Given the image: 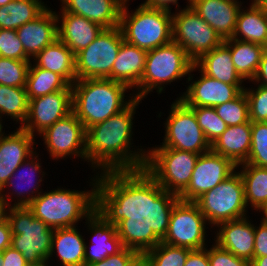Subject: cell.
I'll list each match as a JSON object with an SVG mask.
<instances>
[{
  "label": "cell",
  "instance_id": "cell-1",
  "mask_svg": "<svg viewBox=\"0 0 267 266\" xmlns=\"http://www.w3.org/2000/svg\"><path fill=\"white\" fill-rule=\"evenodd\" d=\"M178 200L144 169L97 173L95 211L116 225L124 247L141 255L164 239Z\"/></svg>",
  "mask_w": 267,
  "mask_h": 266
},
{
  "label": "cell",
  "instance_id": "cell-2",
  "mask_svg": "<svg viewBox=\"0 0 267 266\" xmlns=\"http://www.w3.org/2000/svg\"><path fill=\"white\" fill-rule=\"evenodd\" d=\"M140 103L142 99L134 98L125 109L86 130L87 163L94 173L144 169L147 150L132 145Z\"/></svg>",
  "mask_w": 267,
  "mask_h": 266
},
{
  "label": "cell",
  "instance_id": "cell-3",
  "mask_svg": "<svg viewBox=\"0 0 267 266\" xmlns=\"http://www.w3.org/2000/svg\"><path fill=\"white\" fill-rule=\"evenodd\" d=\"M71 86L72 112L86 130L122 111L135 98L133 92L125 95L131 90L128 86L110 79H81Z\"/></svg>",
  "mask_w": 267,
  "mask_h": 266
},
{
  "label": "cell",
  "instance_id": "cell-4",
  "mask_svg": "<svg viewBox=\"0 0 267 266\" xmlns=\"http://www.w3.org/2000/svg\"><path fill=\"white\" fill-rule=\"evenodd\" d=\"M90 180V190L58 187L42 192L27 207L52 229L77 226L95 211L97 174Z\"/></svg>",
  "mask_w": 267,
  "mask_h": 266
},
{
  "label": "cell",
  "instance_id": "cell-5",
  "mask_svg": "<svg viewBox=\"0 0 267 266\" xmlns=\"http://www.w3.org/2000/svg\"><path fill=\"white\" fill-rule=\"evenodd\" d=\"M129 2L130 0L123 4L119 24L126 42L150 51L172 41L170 10L152 8L141 3L135 11H130Z\"/></svg>",
  "mask_w": 267,
  "mask_h": 266
},
{
  "label": "cell",
  "instance_id": "cell-6",
  "mask_svg": "<svg viewBox=\"0 0 267 266\" xmlns=\"http://www.w3.org/2000/svg\"><path fill=\"white\" fill-rule=\"evenodd\" d=\"M193 65L186 51L174 41L147 51L142 78L132 90L135 98L144 100L153 90L161 94L166 85L188 77Z\"/></svg>",
  "mask_w": 267,
  "mask_h": 266
},
{
  "label": "cell",
  "instance_id": "cell-7",
  "mask_svg": "<svg viewBox=\"0 0 267 266\" xmlns=\"http://www.w3.org/2000/svg\"><path fill=\"white\" fill-rule=\"evenodd\" d=\"M7 220L11 229V247L18 250L31 266L49 260L54 229L34 217L27 207H9Z\"/></svg>",
  "mask_w": 267,
  "mask_h": 266
},
{
  "label": "cell",
  "instance_id": "cell-8",
  "mask_svg": "<svg viewBox=\"0 0 267 266\" xmlns=\"http://www.w3.org/2000/svg\"><path fill=\"white\" fill-rule=\"evenodd\" d=\"M194 202L206 218L210 229H215L223 222L247 217L248 214L244 185L237 169Z\"/></svg>",
  "mask_w": 267,
  "mask_h": 266
},
{
  "label": "cell",
  "instance_id": "cell-9",
  "mask_svg": "<svg viewBox=\"0 0 267 266\" xmlns=\"http://www.w3.org/2000/svg\"><path fill=\"white\" fill-rule=\"evenodd\" d=\"M200 154L172 148H147L144 170L166 191L179 196L188 186Z\"/></svg>",
  "mask_w": 267,
  "mask_h": 266
},
{
  "label": "cell",
  "instance_id": "cell-10",
  "mask_svg": "<svg viewBox=\"0 0 267 266\" xmlns=\"http://www.w3.org/2000/svg\"><path fill=\"white\" fill-rule=\"evenodd\" d=\"M123 40L119 26L104 29L93 42L75 54L76 80H112V67Z\"/></svg>",
  "mask_w": 267,
  "mask_h": 266
},
{
  "label": "cell",
  "instance_id": "cell-11",
  "mask_svg": "<svg viewBox=\"0 0 267 266\" xmlns=\"http://www.w3.org/2000/svg\"><path fill=\"white\" fill-rule=\"evenodd\" d=\"M172 41L179 44L193 62L224 42L189 4L172 13Z\"/></svg>",
  "mask_w": 267,
  "mask_h": 266
},
{
  "label": "cell",
  "instance_id": "cell-12",
  "mask_svg": "<svg viewBox=\"0 0 267 266\" xmlns=\"http://www.w3.org/2000/svg\"><path fill=\"white\" fill-rule=\"evenodd\" d=\"M170 109L169 116L163 124V142L151 148H172L200 155L211 150L210 143L197 123L194 111L179 98L172 102Z\"/></svg>",
  "mask_w": 267,
  "mask_h": 266
},
{
  "label": "cell",
  "instance_id": "cell-13",
  "mask_svg": "<svg viewBox=\"0 0 267 266\" xmlns=\"http://www.w3.org/2000/svg\"><path fill=\"white\" fill-rule=\"evenodd\" d=\"M207 223L194 201L179 199L172 209L168 230L162 242L190 250L205 248L208 246Z\"/></svg>",
  "mask_w": 267,
  "mask_h": 266
},
{
  "label": "cell",
  "instance_id": "cell-14",
  "mask_svg": "<svg viewBox=\"0 0 267 266\" xmlns=\"http://www.w3.org/2000/svg\"><path fill=\"white\" fill-rule=\"evenodd\" d=\"M39 136L53 160L80 157L81 161H87V131L73 112L56 121Z\"/></svg>",
  "mask_w": 267,
  "mask_h": 266
},
{
  "label": "cell",
  "instance_id": "cell-15",
  "mask_svg": "<svg viewBox=\"0 0 267 266\" xmlns=\"http://www.w3.org/2000/svg\"><path fill=\"white\" fill-rule=\"evenodd\" d=\"M198 71L200 75L194 79L192 72ZM185 91L179 98L188 107H216L235 99L242 91L244 85H231L203 74L195 65L192 66L186 78Z\"/></svg>",
  "mask_w": 267,
  "mask_h": 266
},
{
  "label": "cell",
  "instance_id": "cell-16",
  "mask_svg": "<svg viewBox=\"0 0 267 266\" xmlns=\"http://www.w3.org/2000/svg\"><path fill=\"white\" fill-rule=\"evenodd\" d=\"M72 112V86L29 100L28 115L21 127L32 136L43 133ZM36 134V135H35Z\"/></svg>",
  "mask_w": 267,
  "mask_h": 266
},
{
  "label": "cell",
  "instance_id": "cell-17",
  "mask_svg": "<svg viewBox=\"0 0 267 266\" xmlns=\"http://www.w3.org/2000/svg\"><path fill=\"white\" fill-rule=\"evenodd\" d=\"M236 170L227 157L209 150L199 155L187 188L178 196L183 201H195L210 191Z\"/></svg>",
  "mask_w": 267,
  "mask_h": 266
},
{
  "label": "cell",
  "instance_id": "cell-18",
  "mask_svg": "<svg viewBox=\"0 0 267 266\" xmlns=\"http://www.w3.org/2000/svg\"><path fill=\"white\" fill-rule=\"evenodd\" d=\"M41 164L39 153L37 154L36 151L15 170L14 174L0 190V195L10 207L28 206L36 197L44 192L40 186L42 181H44L43 177L45 178L47 174L45 171H42ZM38 177L39 179H37Z\"/></svg>",
  "mask_w": 267,
  "mask_h": 266
},
{
  "label": "cell",
  "instance_id": "cell-19",
  "mask_svg": "<svg viewBox=\"0 0 267 266\" xmlns=\"http://www.w3.org/2000/svg\"><path fill=\"white\" fill-rule=\"evenodd\" d=\"M85 221L86 229L92 236L90 246L88 241L85 243V265L102 261L124 248L117 234L116 225L107 222L98 212L94 211Z\"/></svg>",
  "mask_w": 267,
  "mask_h": 266
},
{
  "label": "cell",
  "instance_id": "cell-20",
  "mask_svg": "<svg viewBox=\"0 0 267 266\" xmlns=\"http://www.w3.org/2000/svg\"><path fill=\"white\" fill-rule=\"evenodd\" d=\"M249 218L247 216L218 224L213 241L250 263L254 257L255 224Z\"/></svg>",
  "mask_w": 267,
  "mask_h": 266
},
{
  "label": "cell",
  "instance_id": "cell-21",
  "mask_svg": "<svg viewBox=\"0 0 267 266\" xmlns=\"http://www.w3.org/2000/svg\"><path fill=\"white\" fill-rule=\"evenodd\" d=\"M35 137L27 131L16 130L5 134L0 140V190L15 170L36 152ZM35 150V151H34Z\"/></svg>",
  "mask_w": 267,
  "mask_h": 266
},
{
  "label": "cell",
  "instance_id": "cell-22",
  "mask_svg": "<svg viewBox=\"0 0 267 266\" xmlns=\"http://www.w3.org/2000/svg\"><path fill=\"white\" fill-rule=\"evenodd\" d=\"M243 2L229 0H189L191 8L225 40L232 38Z\"/></svg>",
  "mask_w": 267,
  "mask_h": 266
},
{
  "label": "cell",
  "instance_id": "cell-23",
  "mask_svg": "<svg viewBox=\"0 0 267 266\" xmlns=\"http://www.w3.org/2000/svg\"><path fill=\"white\" fill-rule=\"evenodd\" d=\"M16 33L26 55L32 60L58 38L56 10L47 7L34 20L20 26Z\"/></svg>",
  "mask_w": 267,
  "mask_h": 266
},
{
  "label": "cell",
  "instance_id": "cell-24",
  "mask_svg": "<svg viewBox=\"0 0 267 266\" xmlns=\"http://www.w3.org/2000/svg\"><path fill=\"white\" fill-rule=\"evenodd\" d=\"M60 11L56 13L58 38L74 54L86 48L105 29L83 16L67 13L62 8Z\"/></svg>",
  "mask_w": 267,
  "mask_h": 266
},
{
  "label": "cell",
  "instance_id": "cell-25",
  "mask_svg": "<svg viewBox=\"0 0 267 266\" xmlns=\"http://www.w3.org/2000/svg\"><path fill=\"white\" fill-rule=\"evenodd\" d=\"M61 8L95 22L105 29L118 27L124 0H60Z\"/></svg>",
  "mask_w": 267,
  "mask_h": 266
},
{
  "label": "cell",
  "instance_id": "cell-26",
  "mask_svg": "<svg viewBox=\"0 0 267 266\" xmlns=\"http://www.w3.org/2000/svg\"><path fill=\"white\" fill-rule=\"evenodd\" d=\"M79 230L78 226L54 229L48 265L51 257L56 256L61 266H85L86 241Z\"/></svg>",
  "mask_w": 267,
  "mask_h": 266
},
{
  "label": "cell",
  "instance_id": "cell-27",
  "mask_svg": "<svg viewBox=\"0 0 267 266\" xmlns=\"http://www.w3.org/2000/svg\"><path fill=\"white\" fill-rule=\"evenodd\" d=\"M146 57V50L123 40L112 67V80L135 89L142 78Z\"/></svg>",
  "mask_w": 267,
  "mask_h": 266
},
{
  "label": "cell",
  "instance_id": "cell-28",
  "mask_svg": "<svg viewBox=\"0 0 267 266\" xmlns=\"http://www.w3.org/2000/svg\"><path fill=\"white\" fill-rule=\"evenodd\" d=\"M250 3L249 7H241L232 38L267 47L266 3Z\"/></svg>",
  "mask_w": 267,
  "mask_h": 266
},
{
  "label": "cell",
  "instance_id": "cell-29",
  "mask_svg": "<svg viewBox=\"0 0 267 266\" xmlns=\"http://www.w3.org/2000/svg\"><path fill=\"white\" fill-rule=\"evenodd\" d=\"M194 65L205 75L231 85H245L237 73L230 48L223 42L220 46L203 54Z\"/></svg>",
  "mask_w": 267,
  "mask_h": 266
},
{
  "label": "cell",
  "instance_id": "cell-30",
  "mask_svg": "<svg viewBox=\"0 0 267 266\" xmlns=\"http://www.w3.org/2000/svg\"><path fill=\"white\" fill-rule=\"evenodd\" d=\"M251 148V121L228 126L225 132L211 144V150L229 158L236 166L244 163Z\"/></svg>",
  "mask_w": 267,
  "mask_h": 266
},
{
  "label": "cell",
  "instance_id": "cell-31",
  "mask_svg": "<svg viewBox=\"0 0 267 266\" xmlns=\"http://www.w3.org/2000/svg\"><path fill=\"white\" fill-rule=\"evenodd\" d=\"M31 62L39 68L58 73L70 85L76 81L75 54L59 38L46 46Z\"/></svg>",
  "mask_w": 267,
  "mask_h": 266
},
{
  "label": "cell",
  "instance_id": "cell-32",
  "mask_svg": "<svg viewBox=\"0 0 267 266\" xmlns=\"http://www.w3.org/2000/svg\"><path fill=\"white\" fill-rule=\"evenodd\" d=\"M224 43L230 48L237 73L245 82H251L258 71L265 47L234 38L225 39Z\"/></svg>",
  "mask_w": 267,
  "mask_h": 266
},
{
  "label": "cell",
  "instance_id": "cell-33",
  "mask_svg": "<svg viewBox=\"0 0 267 266\" xmlns=\"http://www.w3.org/2000/svg\"><path fill=\"white\" fill-rule=\"evenodd\" d=\"M236 169L240 170L247 207L260 212L267 204V168L241 163Z\"/></svg>",
  "mask_w": 267,
  "mask_h": 266
},
{
  "label": "cell",
  "instance_id": "cell-34",
  "mask_svg": "<svg viewBox=\"0 0 267 266\" xmlns=\"http://www.w3.org/2000/svg\"><path fill=\"white\" fill-rule=\"evenodd\" d=\"M47 7L42 0H12L0 7V29L17 30L38 17Z\"/></svg>",
  "mask_w": 267,
  "mask_h": 266
},
{
  "label": "cell",
  "instance_id": "cell-35",
  "mask_svg": "<svg viewBox=\"0 0 267 266\" xmlns=\"http://www.w3.org/2000/svg\"><path fill=\"white\" fill-rule=\"evenodd\" d=\"M70 84L58 73L39 68L30 63L25 90L28 99L66 89Z\"/></svg>",
  "mask_w": 267,
  "mask_h": 266
},
{
  "label": "cell",
  "instance_id": "cell-36",
  "mask_svg": "<svg viewBox=\"0 0 267 266\" xmlns=\"http://www.w3.org/2000/svg\"><path fill=\"white\" fill-rule=\"evenodd\" d=\"M29 99L25 88L0 85V118L7 116L21 128L28 115ZM3 116V117H2ZM18 122V123H17Z\"/></svg>",
  "mask_w": 267,
  "mask_h": 266
},
{
  "label": "cell",
  "instance_id": "cell-37",
  "mask_svg": "<svg viewBox=\"0 0 267 266\" xmlns=\"http://www.w3.org/2000/svg\"><path fill=\"white\" fill-rule=\"evenodd\" d=\"M191 250L160 242L156 247L148 250L142 258L149 266H184Z\"/></svg>",
  "mask_w": 267,
  "mask_h": 266
},
{
  "label": "cell",
  "instance_id": "cell-38",
  "mask_svg": "<svg viewBox=\"0 0 267 266\" xmlns=\"http://www.w3.org/2000/svg\"><path fill=\"white\" fill-rule=\"evenodd\" d=\"M214 109L227 126H236L249 121L248 100L244 91L235 99L217 105Z\"/></svg>",
  "mask_w": 267,
  "mask_h": 266
},
{
  "label": "cell",
  "instance_id": "cell-39",
  "mask_svg": "<svg viewBox=\"0 0 267 266\" xmlns=\"http://www.w3.org/2000/svg\"><path fill=\"white\" fill-rule=\"evenodd\" d=\"M190 108L194 111L197 123L211 145L225 132L227 124L217 115L213 107Z\"/></svg>",
  "mask_w": 267,
  "mask_h": 266
},
{
  "label": "cell",
  "instance_id": "cell-40",
  "mask_svg": "<svg viewBox=\"0 0 267 266\" xmlns=\"http://www.w3.org/2000/svg\"><path fill=\"white\" fill-rule=\"evenodd\" d=\"M244 163L267 168V122H251V148Z\"/></svg>",
  "mask_w": 267,
  "mask_h": 266
},
{
  "label": "cell",
  "instance_id": "cell-41",
  "mask_svg": "<svg viewBox=\"0 0 267 266\" xmlns=\"http://www.w3.org/2000/svg\"><path fill=\"white\" fill-rule=\"evenodd\" d=\"M30 63L0 57V85L25 88Z\"/></svg>",
  "mask_w": 267,
  "mask_h": 266
},
{
  "label": "cell",
  "instance_id": "cell-42",
  "mask_svg": "<svg viewBox=\"0 0 267 266\" xmlns=\"http://www.w3.org/2000/svg\"><path fill=\"white\" fill-rule=\"evenodd\" d=\"M256 85L254 88L245 87L248 100L249 120L251 122H267V87Z\"/></svg>",
  "mask_w": 267,
  "mask_h": 266
},
{
  "label": "cell",
  "instance_id": "cell-43",
  "mask_svg": "<svg viewBox=\"0 0 267 266\" xmlns=\"http://www.w3.org/2000/svg\"><path fill=\"white\" fill-rule=\"evenodd\" d=\"M0 57L31 61L24 51L16 30L0 29Z\"/></svg>",
  "mask_w": 267,
  "mask_h": 266
},
{
  "label": "cell",
  "instance_id": "cell-44",
  "mask_svg": "<svg viewBox=\"0 0 267 266\" xmlns=\"http://www.w3.org/2000/svg\"><path fill=\"white\" fill-rule=\"evenodd\" d=\"M210 266H250V263L219 247L215 242L208 248Z\"/></svg>",
  "mask_w": 267,
  "mask_h": 266
},
{
  "label": "cell",
  "instance_id": "cell-45",
  "mask_svg": "<svg viewBox=\"0 0 267 266\" xmlns=\"http://www.w3.org/2000/svg\"><path fill=\"white\" fill-rule=\"evenodd\" d=\"M142 258L136 250L124 247L120 252L108 256L102 261L86 264L85 266H135Z\"/></svg>",
  "mask_w": 267,
  "mask_h": 266
},
{
  "label": "cell",
  "instance_id": "cell-46",
  "mask_svg": "<svg viewBox=\"0 0 267 266\" xmlns=\"http://www.w3.org/2000/svg\"><path fill=\"white\" fill-rule=\"evenodd\" d=\"M267 256V220L261 218L255 225L254 257Z\"/></svg>",
  "mask_w": 267,
  "mask_h": 266
},
{
  "label": "cell",
  "instance_id": "cell-47",
  "mask_svg": "<svg viewBox=\"0 0 267 266\" xmlns=\"http://www.w3.org/2000/svg\"><path fill=\"white\" fill-rule=\"evenodd\" d=\"M2 266H31L24 256L11 246L2 252Z\"/></svg>",
  "mask_w": 267,
  "mask_h": 266
},
{
  "label": "cell",
  "instance_id": "cell-48",
  "mask_svg": "<svg viewBox=\"0 0 267 266\" xmlns=\"http://www.w3.org/2000/svg\"><path fill=\"white\" fill-rule=\"evenodd\" d=\"M208 247L191 250L184 266H210L208 259Z\"/></svg>",
  "mask_w": 267,
  "mask_h": 266
},
{
  "label": "cell",
  "instance_id": "cell-49",
  "mask_svg": "<svg viewBox=\"0 0 267 266\" xmlns=\"http://www.w3.org/2000/svg\"><path fill=\"white\" fill-rule=\"evenodd\" d=\"M252 82L267 87V47L263 51L258 71Z\"/></svg>",
  "mask_w": 267,
  "mask_h": 266
},
{
  "label": "cell",
  "instance_id": "cell-50",
  "mask_svg": "<svg viewBox=\"0 0 267 266\" xmlns=\"http://www.w3.org/2000/svg\"><path fill=\"white\" fill-rule=\"evenodd\" d=\"M142 3L152 8H162L170 11H172L173 6H175L176 8L175 10H178L180 8V6L178 5V0H145ZM186 3L188 5L189 0H187Z\"/></svg>",
  "mask_w": 267,
  "mask_h": 266
},
{
  "label": "cell",
  "instance_id": "cell-51",
  "mask_svg": "<svg viewBox=\"0 0 267 266\" xmlns=\"http://www.w3.org/2000/svg\"><path fill=\"white\" fill-rule=\"evenodd\" d=\"M11 229L6 220L4 223L0 224V252H3L6 248L11 246Z\"/></svg>",
  "mask_w": 267,
  "mask_h": 266
},
{
  "label": "cell",
  "instance_id": "cell-52",
  "mask_svg": "<svg viewBox=\"0 0 267 266\" xmlns=\"http://www.w3.org/2000/svg\"><path fill=\"white\" fill-rule=\"evenodd\" d=\"M9 205L0 195V224L4 223L7 220V214L9 210Z\"/></svg>",
  "mask_w": 267,
  "mask_h": 266
},
{
  "label": "cell",
  "instance_id": "cell-53",
  "mask_svg": "<svg viewBox=\"0 0 267 266\" xmlns=\"http://www.w3.org/2000/svg\"><path fill=\"white\" fill-rule=\"evenodd\" d=\"M250 266H267V256L253 257Z\"/></svg>",
  "mask_w": 267,
  "mask_h": 266
},
{
  "label": "cell",
  "instance_id": "cell-54",
  "mask_svg": "<svg viewBox=\"0 0 267 266\" xmlns=\"http://www.w3.org/2000/svg\"><path fill=\"white\" fill-rule=\"evenodd\" d=\"M3 120H5V118L4 119L0 118V140L5 135V130H3V128H4L3 122H2Z\"/></svg>",
  "mask_w": 267,
  "mask_h": 266
},
{
  "label": "cell",
  "instance_id": "cell-55",
  "mask_svg": "<svg viewBox=\"0 0 267 266\" xmlns=\"http://www.w3.org/2000/svg\"><path fill=\"white\" fill-rule=\"evenodd\" d=\"M135 266H149V265L147 264V262H146L143 258H141V259L135 264Z\"/></svg>",
  "mask_w": 267,
  "mask_h": 266
},
{
  "label": "cell",
  "instance_id": "cell-56",
  "mask_svg": "<svg viewBox=\"0 0 267 266\" xmlns=\"http://www.w3.org/2000/svg\"><path fill=\"white\" fill-rule=\"evenodd\" d=\"M260 212H262V215H263V216H261V218L267 220V204Z\"/></svg>",
  "mask_w": 267,
  "mask_h": 266
},
{
  "label": "cell",
  "instance_id": "cell-57",
  "mask_svg": "<svg viewBox=\"0 0 267 266\" xmlns=\"http://www.w3.org/2000/svg\"><path fill=\"white\" fill-rule=\"evenodd\" d=\"M12 0H0V7L7 5L10 3Z\"/></svg>",
  "mask_w": 267,
  "mask_h": 266
},
{
  "label": "cell",
  "instance_id": "cell-58",
  "mask_svg": "<svg viewBox=\"0 0 267 266\" xmlns=\"http://www.w3.org/2000/svg\"><path fill=\"white\" fill-rule=\"evenodd\" d=\"M0 266H2V252H0Z\"/></svg>",
  "mask_w": 267,
  "mask_h": 266
},
{
  "label": "cell",
  "instance_id": "cell-59",
  "mask_svg": "<svg viewBox=\"0 0 267 266\" xmlns=\"http://www.w3.org/2000/svg\"><path fill=\"white\" fill-rule=\"evenodd\" d=\"M258 2L265 3L267 0H258Z\"/></svg>",
  "mask_w": 267,
  "mask_h": 266
},
{
  "label": "cell",
  "instance_id": "cell-60",
  "mask_svg": "<svg viewBox=\"0 0 267 266\" xmlns=\"http://www.w3.org/2000/svg\"><path fill=\"white\" fill-rule=\"evenodd\" d=\"M41 266H49L47 263H44L43 265H41ZM51 266V265H50Z\"/></svg>",
  "mask_w": 267,
  "mask_h": 266
}]
</instances>
